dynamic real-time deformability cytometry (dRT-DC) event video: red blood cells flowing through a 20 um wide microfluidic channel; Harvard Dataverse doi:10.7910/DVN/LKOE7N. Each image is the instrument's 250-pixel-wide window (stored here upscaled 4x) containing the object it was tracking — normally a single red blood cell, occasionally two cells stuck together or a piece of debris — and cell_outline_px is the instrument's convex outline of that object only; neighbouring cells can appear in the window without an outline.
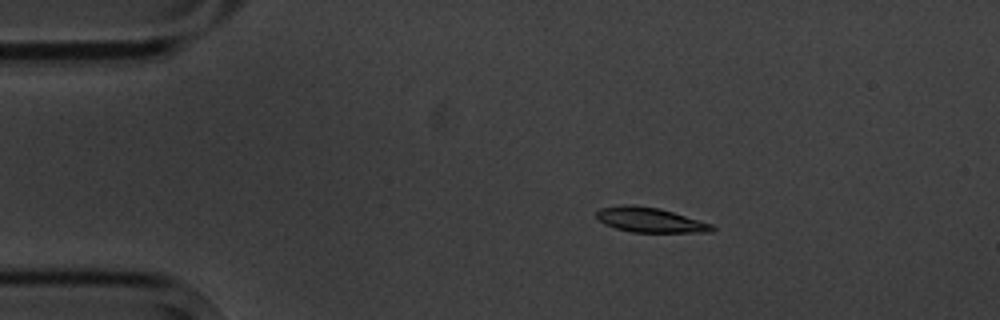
{"species": "common noctule bat (a hibernating species)", "species_latin": "Nyctalus noctula", "temperature_condition": "cold", "stored_images_in_passage": 5, "camera_frame_rate_fps": 3000, "um_per_image_px": 0.085, "animal": {"sex": "male", "body_mass_g": 20.1, "forearm_length_mm": 53.5}, "frame": {"image": 1, "passage_image": 2, "time_ms": 1.333, "image_size_px": [1000, 320], "cell_outline_px": [[716, 228], [712, 232], [632, 232], [616, 228], [604, 224], [596, 220], [596, 212], [600, 208], [624, 204], [632, 204], [660, 208], [712, 224]], "centroid_in_image_um": [55.21, 18.69], "position_along_channel_um": 29.8, "area_um2": 16.82}}
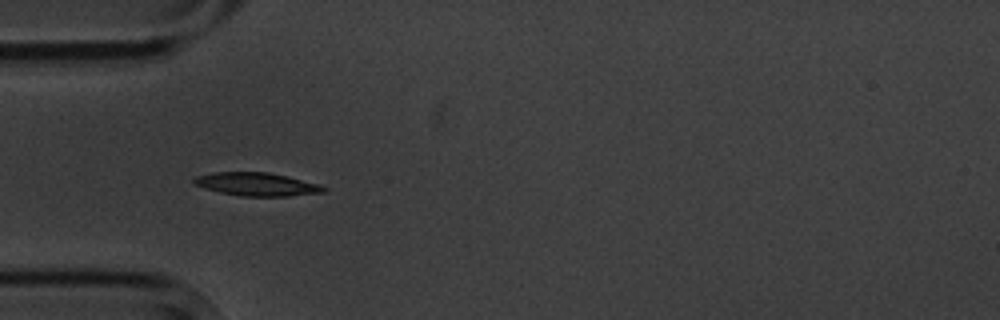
{"frame": {"image": 2, "passage_image": 4, "time_ms": 3.667, "image_size_px": [1000, 320], "cell_outline_px": [[328, 188], [324, 192], [288, 196], [240, 196], [220, 192], [204, 188], [192, 184], [192, 180], [196, 176], [212, 172], [268, 172], [288, 176], [320, 184]], "centroid_in_image_um": [21.81, 15.65], "position_along_channel_um": 63.2, "area_um2": 17.69}}
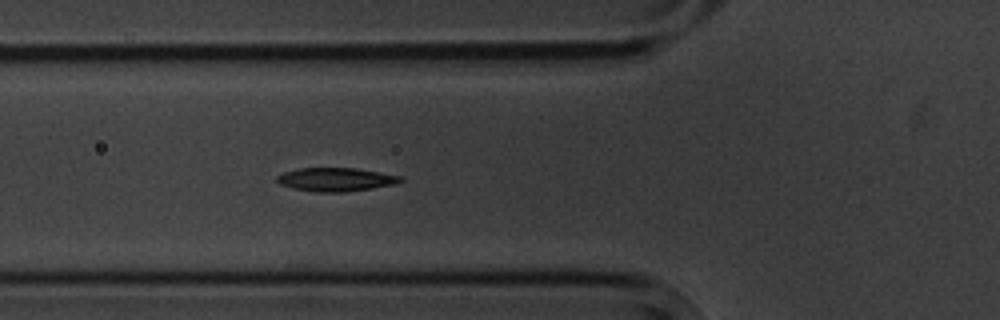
{"frame": {"image": 3, "passage_image": 5, "time_ms": 4.667, "image_size_px": [1000, 320], "cell_outline_px": [[404, 180], [396, 184], [372, 188], [344, 192], [316, 192], [292, 188], [280, 184], [276, 180], [276, 176], [284, 172], [300, 168], [356, 168], [404, 176]], "centroid_in_image_um": [28.58, 15.25], "position_along_channel_um": 97.2, "area_um2": 17.05}}